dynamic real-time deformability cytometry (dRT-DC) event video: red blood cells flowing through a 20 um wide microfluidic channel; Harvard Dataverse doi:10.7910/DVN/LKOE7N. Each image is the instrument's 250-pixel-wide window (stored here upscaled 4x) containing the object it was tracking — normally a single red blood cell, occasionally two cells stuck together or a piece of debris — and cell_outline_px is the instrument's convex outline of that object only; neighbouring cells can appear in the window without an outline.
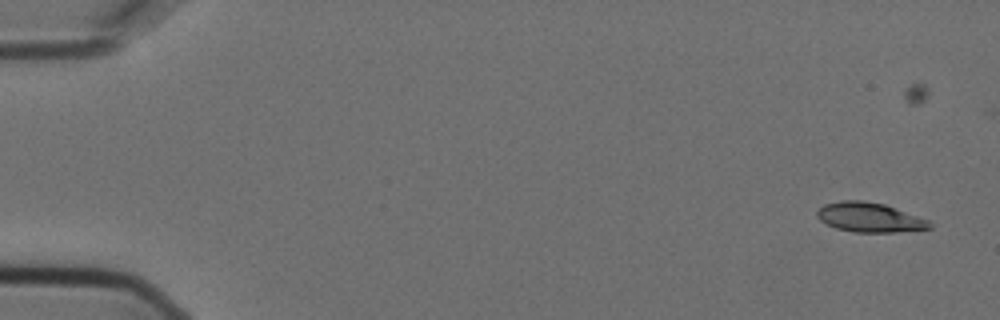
{"species": "Egyptian fruit bat (a non-hibernating species)", "species_latin": "Rousettus aegyptiacus", "temperature_condition": "cold", "stored_images_in_passage": 5, "camera_frame_rate_fps": 3000, "um_per_image_px": 0.085, "animal": {"sex": "female"}, "frame": {"image": 1, "passage_image": 1, "time_ms": 0.0, "image_size_px": [1000, 320], "cell_outline_px": [[932, 228], [896, 232], [856, 232], [836, 228], [820, 220], [816, 216], [816, 212], [824, 204], [840, 200], [860, 200], [884, 204], [928, 220], [932, 224]], "centroid_in_image_um": [73.89, 18.47], "position_along_channel_um": 11.1, "area_um2": 19.19}}
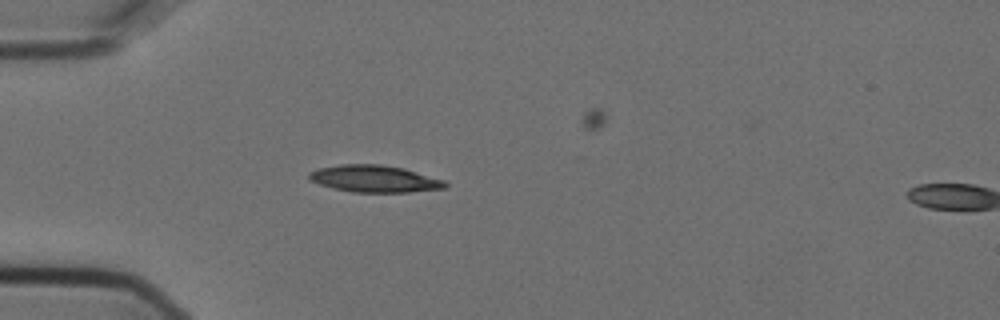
{"frame": {"image": 2, "passage_image": 4, "time_ms": 1.0, "image_size_px": [1000, 320], "cell_outline_px": [[448, 184], [444, 188], [408, 192], [352, 192], [332, 188], [308, 180], [308, 172], [316, 168], [340, 164], [380, 164], [404, 168], [444, 180]], "centroid_in_image_um": [31.78, 15.18], "position_along_channel_um": 53.2, "area_um2": 21.5}}